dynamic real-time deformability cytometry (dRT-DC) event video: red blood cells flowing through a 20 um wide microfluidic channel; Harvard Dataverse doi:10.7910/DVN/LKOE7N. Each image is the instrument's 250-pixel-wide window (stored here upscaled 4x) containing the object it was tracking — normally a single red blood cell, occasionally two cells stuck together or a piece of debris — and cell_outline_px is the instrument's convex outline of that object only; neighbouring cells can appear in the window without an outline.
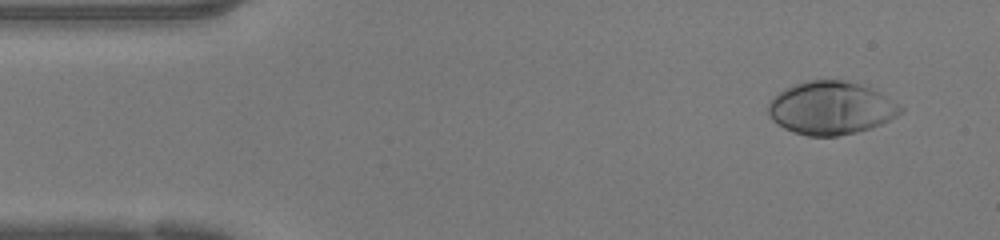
{"species": "human", "species_latin": "Homo sapiens", "temperature_condition": "warm", "stored_images_in_passage": 47, "camera_frame_rate_fps": 3000, "um_per_image_px": 0.085, "donor": {"sex": "female"}, "frame": {"image": 1, "passage_image": 3, "time_ms": 0.667, "image_size_px": [1000, 240], "cell_outline_px": [[904, 108], [896, 116], [880, 124], [856, 132], [836, 136], [808, 136], [792, 132], [784, 128], [772, 120], [768, 116], [768, 104], [784, 88], [792, 84], [808, 80], [844, 80], [860, 84], [872, 88], [880, 92]], "centroid_in_image_um": [70.6, 9.17], "position_along_channel_um": 14.4, "area_um2": 40.75}}
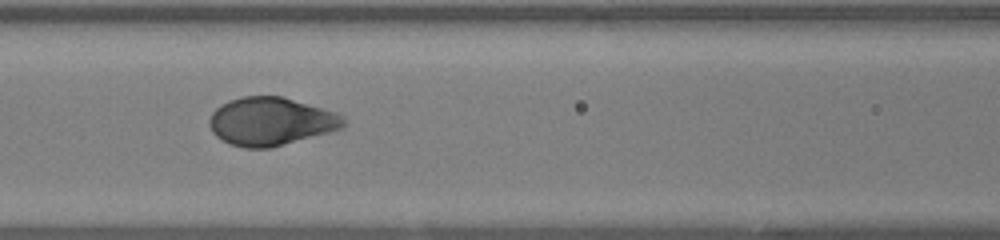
{"frame": {"image": 2, "passage_image": 19, "time_ms": 6.0, "image_size_px": [1000, 240], "cell_outline_px": [[344, 124], [340, 128], [268, 148], [244, 148], [232, 144], [216, 136], [212, 132], [208, 124], [208, 120], [212, 112], [220, 104], [228, 100], [240, 96], [284, 96], [332, 112], [340, 116], [344, 120]], "centroid_in_image_um": [22.91, 10.3], "position_along_channel_um": 143.7, "area_um2": 36.93}}
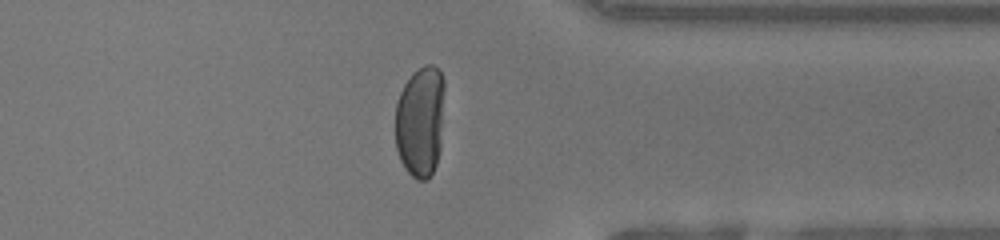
{"frame": {"image": 3, "passage_image": 36, "time_ms": 11.667, "image_size_px": [1000, 240], "cell_outline_px": [[444, 88], [440, 148], [436, 164], [428, 180], [416, 180], [404, 168], [400, 160], [396, 148], [396, 104], [400, 92], [404, 84], [412, 72], [424, 64], [432, 64], [440, 68], [444, 80]], "centroid_in_image_um": [35.73, 10.29], "position_along_channel_um": 375.7, "area_um2": 32.31}, "authors_computed_cell_mechanics": {"area_um2": 37.5122, "velocity_mm_per_s": 4.2342, "shape_relaxation_time_tau1_ms": 3.1255, "shape_relaxation_time_tau2_ms": null, "deformation_change_tau1": 0.2284, "deformation_change_tau2": null}}